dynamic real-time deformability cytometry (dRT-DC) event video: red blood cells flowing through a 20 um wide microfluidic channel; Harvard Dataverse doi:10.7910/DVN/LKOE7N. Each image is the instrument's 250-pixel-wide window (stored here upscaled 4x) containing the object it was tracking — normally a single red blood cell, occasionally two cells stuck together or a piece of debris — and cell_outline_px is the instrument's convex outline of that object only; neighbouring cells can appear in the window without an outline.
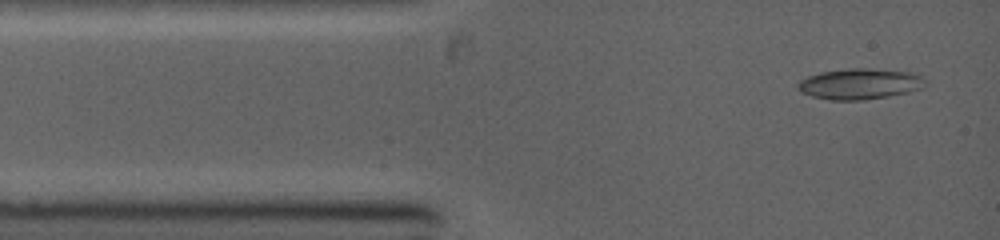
{"species": "common noctule bat (a hibernating species)", "species_latin": "Nyctalus noctula", "temperature_condition": "warm", "stored_images_in_passage": 6, "camera_frame_rate_fps": 5000, "um_per_image_px": 0.085, "animal": {"sex": "female", "body_mass_g": 19.0, "forearm_length_mm": 53.3}, "frame": {"image": 1, "passage_image": 1, "time_ms": 0.0, "image_size_px": [1000, 240], "cell_outline_px": [[928, 84], [920, 88], [908, 92], [888, 96], [860, 100], [832, 100], [812, 96], [800, 92], [796, 88], [796, 84], [800, 80], [808, 76], [820, 72], [848, 68], [868, 68], [912, 72], [920, 76]], "centroid_in_image_um": [73.04, 7.12], "position_along_channel_um": 12.0, "area_um2": 22.89}}
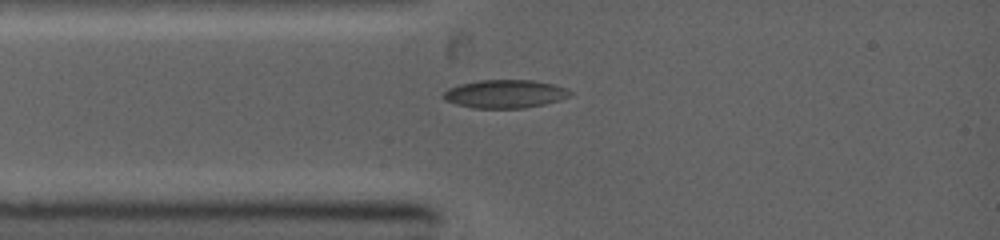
{"frame": {"image": 2, "passage_image": 4, "time_ms": 1.6, "image_size_px": [1000, 240], "cell_outline_px": [[572, 92], [568, 96], [560, 100], [544, 104], [524, 108], [476, 108], [456, 104], [444, 100], [440, 96], [448, 88], [460, 84], [480, 80], [532, 80], [552, 84], [568, 88]], "centroid_in_image_um": [42.9, 7.98], "position_along_channel_um": 42.1, "area_um2": 20.87}}
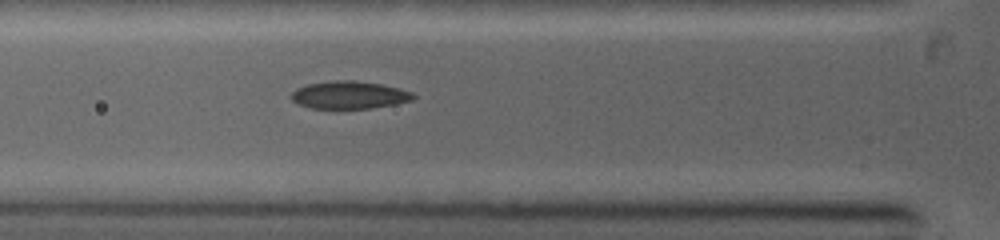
{"frame": {"image": 3, "passage_image": 6, "time_ms": 2.8, "image_size_px": [1000, 240], "cell_outline_px": [[416, 96], [412, 100], [392, 104], [368, 108], [312, 108], [300, 104], [292, 100], [288, 96], [296, 88], [308, 84], [336, 80], [356, 80], [380, 84], [400, 88], [412, 92]], "centroid_in_image_um": [29.67, 8.06], "position_along_channel_um": 96.1, "area_um2": 19.48}}